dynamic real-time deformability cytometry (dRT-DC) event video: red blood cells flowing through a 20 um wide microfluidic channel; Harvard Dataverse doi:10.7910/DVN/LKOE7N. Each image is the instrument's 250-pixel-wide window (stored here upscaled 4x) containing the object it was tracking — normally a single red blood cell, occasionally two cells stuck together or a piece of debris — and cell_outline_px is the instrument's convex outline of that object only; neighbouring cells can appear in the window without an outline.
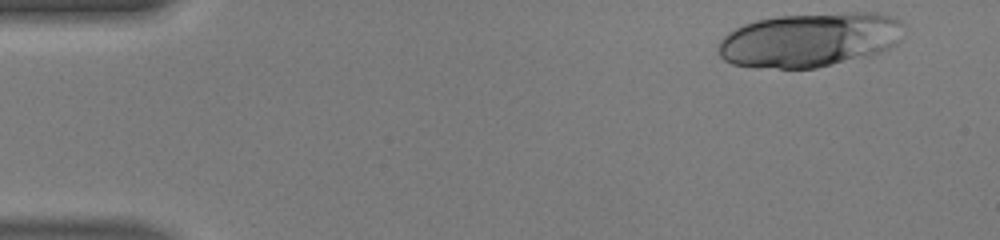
{"species": "human", "species_latin": "Homo sapiens", "temperature_condition": "warm", "stored_images_in_passage": 45, "camera_frame_rate_fps": 3000, "um_per_image_px": 0.085, "donor": {"sex": "male"}, "frame": {"image": 1, "passage_image": 1, "time_ms": 0.0, "image_size_px": [1000, 240], "cell_outline_px": [[908, 24], [904, 36], [896, 44], [872, 56], [816, 68], [756, 68], [732, 64], [724, 60], [720, 56], [716, 48], [720, 40], [728, 32], [744, 24], [756, 20], [776, 16], [848, 12], [880, 12], [896, 16]], "centroid_in_image_um": [68.92, 3.37], "position_along_channel_um": 16.1, "area_um2": 60.11}}